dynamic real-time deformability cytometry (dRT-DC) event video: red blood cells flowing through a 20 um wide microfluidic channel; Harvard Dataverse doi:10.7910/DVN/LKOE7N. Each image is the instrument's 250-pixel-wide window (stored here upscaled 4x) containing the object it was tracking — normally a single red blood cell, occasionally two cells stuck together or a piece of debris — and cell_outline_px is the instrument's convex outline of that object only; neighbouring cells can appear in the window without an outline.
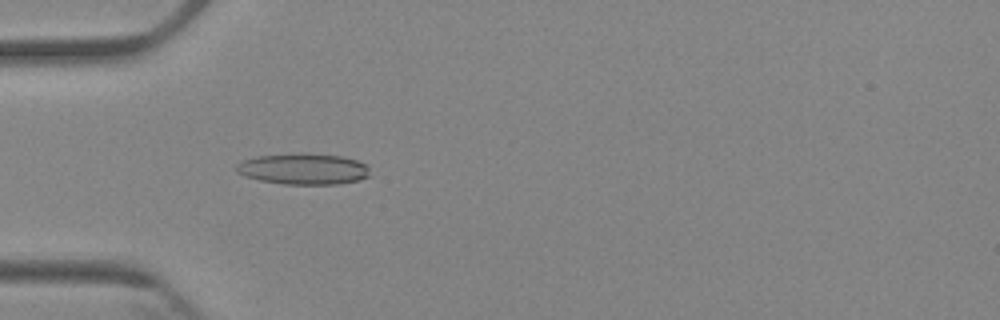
{"species": "Egyptian fruit bat (a non-hibernating species)", "species_latin": "Rousettus aegyptiacus", "temperature_condition": "cold", "stored_images_in_passage": 5, "camera_frame_rate_fps": 3000, "um_per_image_px": 0.085, "animal": {"sex": "female"}, "frame": {"image": 1, "passage_image": 5, "time_ms": 4.667, "image_size_px": [1000, 320], "cell_outline_px": [[368, 176], [360, 180], [336, 184], [284, 184], [260, 180], [244, 176], [236, 172], [236, 164], [244, 160], [256, 156], [300, 152], [344, 156], [356, 160], [364, 164], [368, 168]], "centroid_in_image_um": [25.76, 14.34], "position_along_channel_um": 59.2, "area_um2": 24.33}}